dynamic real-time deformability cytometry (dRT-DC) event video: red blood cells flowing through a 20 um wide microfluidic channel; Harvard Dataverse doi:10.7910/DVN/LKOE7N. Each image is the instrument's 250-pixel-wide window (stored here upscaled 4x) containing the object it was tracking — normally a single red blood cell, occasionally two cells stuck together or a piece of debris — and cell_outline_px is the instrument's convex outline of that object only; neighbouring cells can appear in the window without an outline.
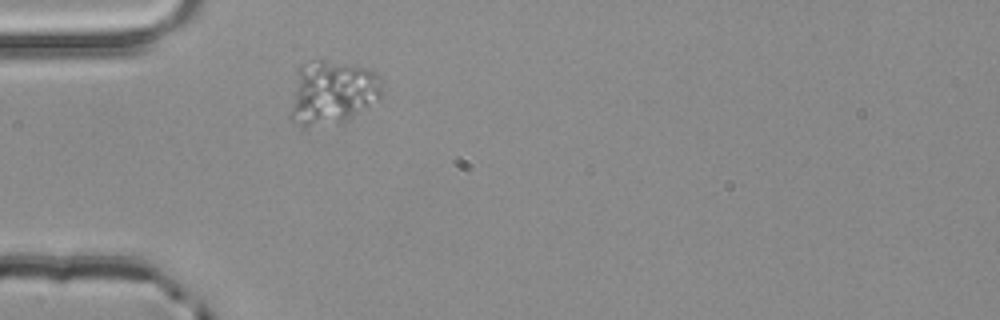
{"species": "common noctule bat (a hibernating species)", "species_latin": "Nyctalus noctula", "temperature_condition": "room temperature", "stored_images_in_passage": 1, "camera_frame_rate_fps": 3000, "um_per_image_px": 0.085, "animal": {"sex": "male", "body_mass_g": 20.4}, "frame": {"image": 1, "passage_image": 1, "time_ms": 0.0, "image_size_px": [1000, 320], "cell_outline_px": [[384, 96], [344, 124], [304, 132], [292, 124], [288, 116], [288, 112], [296, 68], [300, 64], [312, 60], [324, 60], [348, 64], [368, 68], [376, 72], [380, 76], [384, 92]], "centroid_in_image_um": [28.17, 7.98], "position_along_channel_um": 56.8, "area_um2": 36.76}}